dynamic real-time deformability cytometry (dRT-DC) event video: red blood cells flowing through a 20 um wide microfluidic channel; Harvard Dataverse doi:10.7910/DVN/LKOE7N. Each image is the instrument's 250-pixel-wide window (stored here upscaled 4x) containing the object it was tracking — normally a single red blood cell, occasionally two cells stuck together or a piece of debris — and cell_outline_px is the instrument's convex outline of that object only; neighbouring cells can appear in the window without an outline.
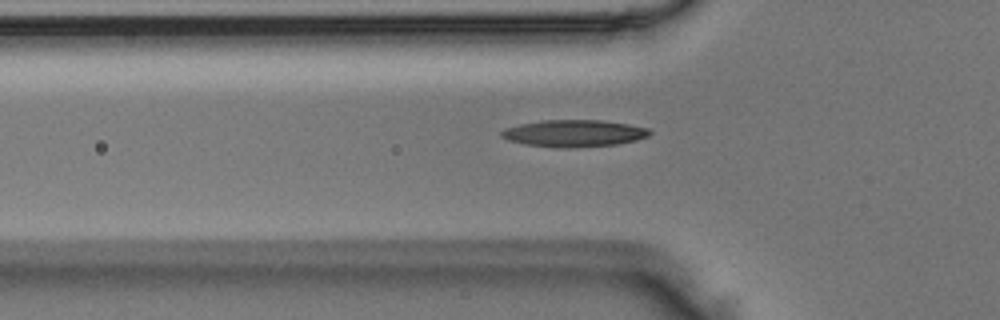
{"species": "Egyptian fruit bat (a non-hibernating species)", "species_latin": "Rousettus aegyptiacus", "temperature_condition": "room temperature", "stored_images_in_passage": 35, "camera_frame_rate_fps": 3000, "um_per_image_px": 0.085, "animal": {"sex": "male"}, "frame": {"image": 1, "passage_image": 2, "time_ms": 0.333, "image_size_px": [1000, 320], "cell_outline_px": [[652, 132], [648, 136], [636, 140], [616, 144], [572, 148], [564, 148], [524, 144], [508, 140], [500, 136], [500, 132], [504, 128], [520, 124], [544, 120], [604, 120], [628, 124], [648, 128]], "centroid_in_image_um": [48.78, 11.33], "position_along_channel_um": 77.0, "area_um2": 23.29}}
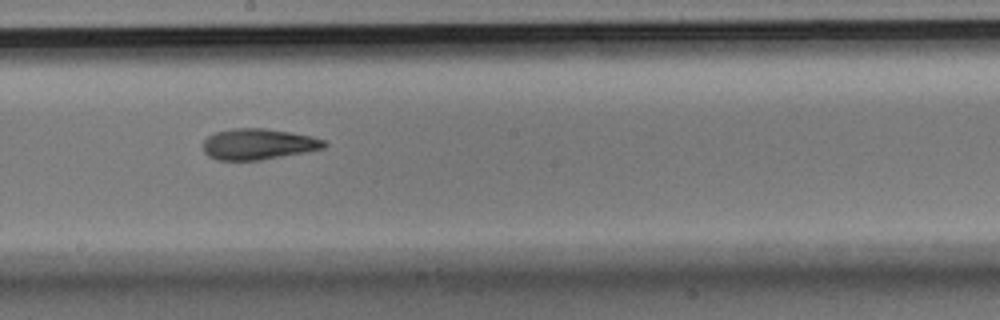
{"frame": {"image": 2, "passage_image": 13, "time_ms": 4.0, "image_size_px": [1000, 320], "cell_outline_px": [[328, 144], [324, 148], [308, 152], [260, 160], [216, 160], [208, 156], [204, 152], [204, 140], [208, 136], [216, 132], [232, 128], [264, 128], [312, 136], [324, 140]], "centroid_in_image_um": [21.96, 12.26], "position_along_channel_um": 226.2, "area_um2": 21.91}}
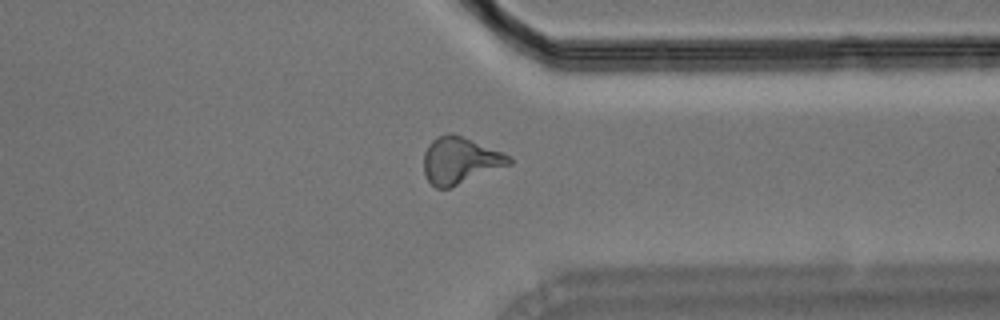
{"frame": {"image": 3, "passage_image": 24, "time_ms": 7.667, "image_size_px": [1000, 320], "cell_outline_px": [[512, 164], [448, 188], [436, 188], [428, 180], [424, 172], [424, 152], [428, 144], [436, 136], [448, 132], [452, 132], [512, 156]], "centroid_in_image_um": [39.1, 13.62], "position_along_channel_um": 372.3, "area_um2": 23.18}}